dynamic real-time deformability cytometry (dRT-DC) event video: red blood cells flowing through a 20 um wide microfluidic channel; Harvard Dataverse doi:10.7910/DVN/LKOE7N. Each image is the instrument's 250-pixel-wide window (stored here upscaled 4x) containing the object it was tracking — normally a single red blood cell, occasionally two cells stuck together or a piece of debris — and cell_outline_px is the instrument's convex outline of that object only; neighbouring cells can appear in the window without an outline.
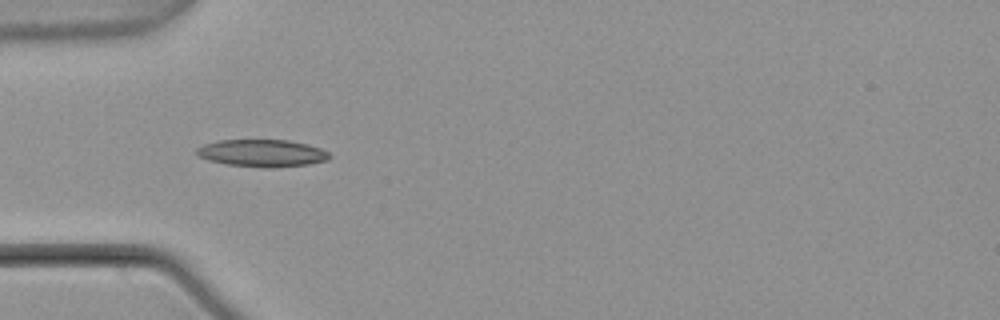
{"species": "common noctule bat (a hibernating species)", "species_latin": "Nyctalus noctula", "temperature_condition": "warm", "stored_images_in_passage": 5, "camera_frame_rate_fps": 3000, "um_per_image_px": 0.085, "animal": {"sex": "male", "body_mass_g": 21.5, "forearm_length_mm": 52.0}, "frame": {"image": 1, "passage_image": 4, "time_ms": 1.0, "image_size_px": [1000, 320], "cell_outline_px": [[332, 156], [328, 160], [308, 164], [268, 168], [264, 168], [228, 164], [208, 160], [196, 156], [196, 148], [204, 144], [220, 140], [288, 140], [308, 144], [320, 148], [328, 152]], "centroid_in_image_um": [22.28, 13.01], "position_along_channel_um": 62.7, "area_um2": 21.15}}
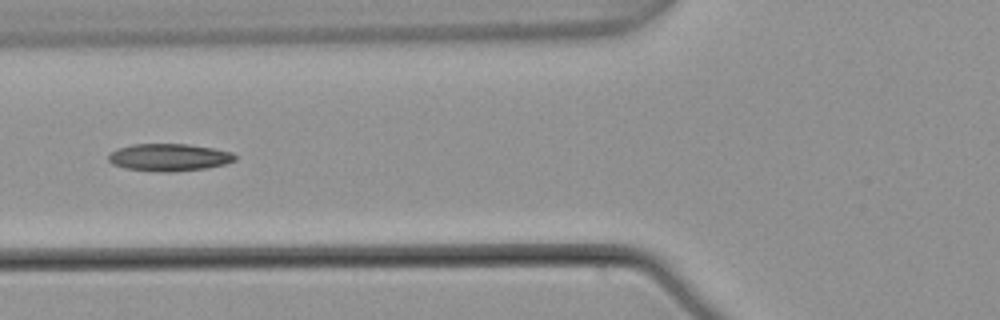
{"frame": {"image": 2, "passage_image": 5, "time_ms": 1.333, "image_size_px": [1000, 320], "cell_outline_px": [[236, 160], [224, 164], [208, 168], [172, 172], [156, 172], [124, 168], [112, 164], [108, 160], [108, 156], [116, 148], [132, 144], [188, 144], [212, 148], [232, 152], [236, 156]], "centroid_in_image_um": [14.35, 13.38], "position_along_channel_um": 111.4, "area_um2": 20.35}}